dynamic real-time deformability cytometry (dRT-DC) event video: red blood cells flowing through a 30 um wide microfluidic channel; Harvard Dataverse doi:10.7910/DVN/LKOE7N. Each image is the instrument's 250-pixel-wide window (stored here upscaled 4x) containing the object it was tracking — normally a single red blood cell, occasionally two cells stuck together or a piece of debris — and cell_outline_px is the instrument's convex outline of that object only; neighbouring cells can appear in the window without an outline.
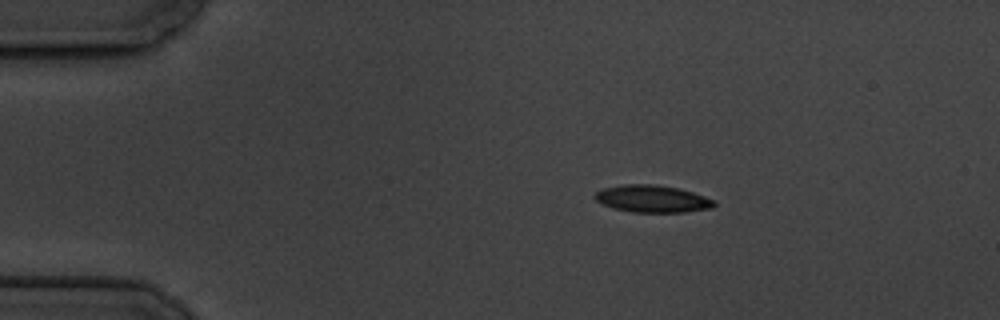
{"species": "common noctule bat (a hibernating species)", "species_latin": "Nyctalus noctula", "temperature_condition": "cold", "stored_images_in_passage": 4, "camera_frame_rate_fps": 3000, "um_per_image_px": 0.085, "animal": {"sex": "male", "body_mass_g": 19.5, "forearm_length_mm": 54.6}, "frame": {"image": 1, "passage_image": 2, "time_ms": 1.333, "image_size_px": [1000, 320], "cell_outline_px": [[716, 204], [712, 208], [684, 212], [632, 212], [612, 208], [596, 200], [592, 196], [596, 192], [604, 188], [624, 184], [652, 184], [676, 188], [692, 192], [716, 200]], "centroid_in_image_um": [55.44, 16.9], "position_along_channel_um": 29.6, "area_um2": 18.84}}